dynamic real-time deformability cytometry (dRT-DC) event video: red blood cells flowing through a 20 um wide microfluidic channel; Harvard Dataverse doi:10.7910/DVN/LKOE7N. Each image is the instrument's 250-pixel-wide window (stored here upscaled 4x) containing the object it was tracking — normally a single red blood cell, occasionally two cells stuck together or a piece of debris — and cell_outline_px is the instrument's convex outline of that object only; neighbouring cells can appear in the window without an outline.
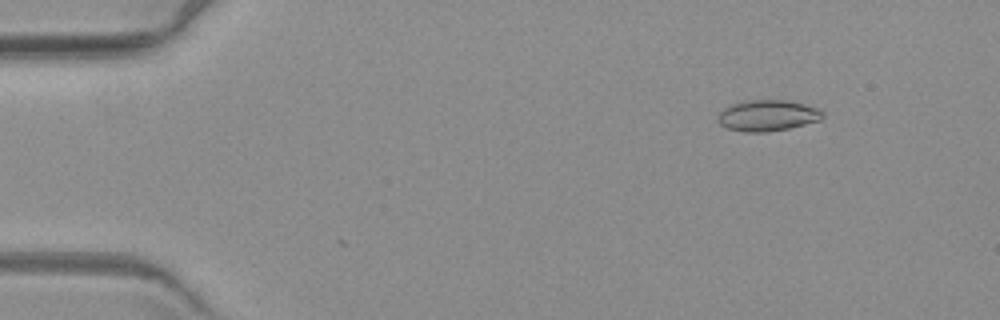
{"species": "common noctule bat (a hibernating species)", "species_latin": "Nyctalus noctula", "temperature_condition": "warm", "stored_images_in_passage": 6, "camera_frame_rate_fps": 3000, "um_per_image_px": 0.085, "animal": {"sex": "female", "body_mass_g": 19.3, "forearm_length_mm": 54.1}, "frame": {"image": 1, "passage_image": 3, "time_ms": 2.333, "image_size_px": [1000, 320], "cell_outline_px": [[824, 116], [820, 120], [788, 128], [768, 132], [744, 132], [728, 128], [720, 124], [716, 120], [716, 116], [728, 104], [744, 100], [788, 100], [820, 108], [824, 112]], "centroid_in_image_um": [65.22, 9.8], "position_along_channel_um": 19.8, "area_um2": 19.25}}